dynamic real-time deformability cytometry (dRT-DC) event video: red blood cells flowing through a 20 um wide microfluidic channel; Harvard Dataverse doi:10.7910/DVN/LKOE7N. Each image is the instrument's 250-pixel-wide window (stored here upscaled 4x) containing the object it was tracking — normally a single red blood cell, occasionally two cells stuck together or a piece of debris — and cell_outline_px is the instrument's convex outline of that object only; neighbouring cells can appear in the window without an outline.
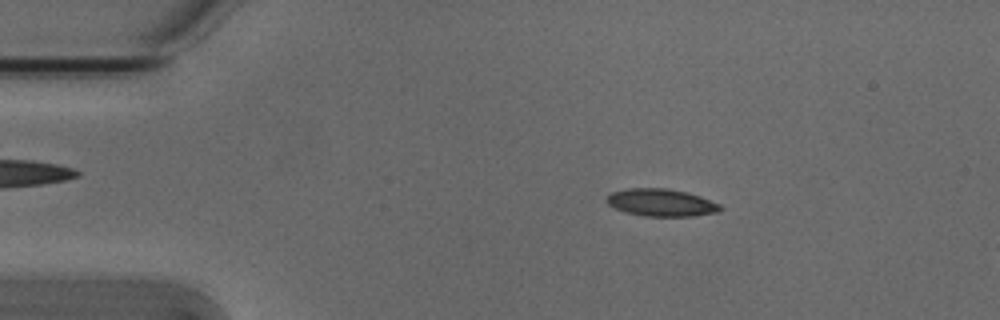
{"species": "Egyptian fruit bat (a non-hibernating species)", "species_latin": "Rousettus aegyptiacus", "temperature_condition": "cold", "stored_images_in_passage": 15, "camera_frame_rate_fps": 3000, "um_per_image_px": 0.085, "animal": {"sex": "male"}, "frame": {"image": 1, "passage_image": 9, "time_ms": 2.667, "image_size_px": [1000, 320], "cell_outline_px": [[724, 208], [716, 212], [692, 216], [644, 216], [624, 212], [608, 204], [604, 200], [612, 192], [628, 188], [664, 188], [688, 192], [700, 196], [720, 204]], "centroid_in_image_um": [56.19, 17.22], "position_along_channel_um": 28.8, "area_um2": 18.15}}